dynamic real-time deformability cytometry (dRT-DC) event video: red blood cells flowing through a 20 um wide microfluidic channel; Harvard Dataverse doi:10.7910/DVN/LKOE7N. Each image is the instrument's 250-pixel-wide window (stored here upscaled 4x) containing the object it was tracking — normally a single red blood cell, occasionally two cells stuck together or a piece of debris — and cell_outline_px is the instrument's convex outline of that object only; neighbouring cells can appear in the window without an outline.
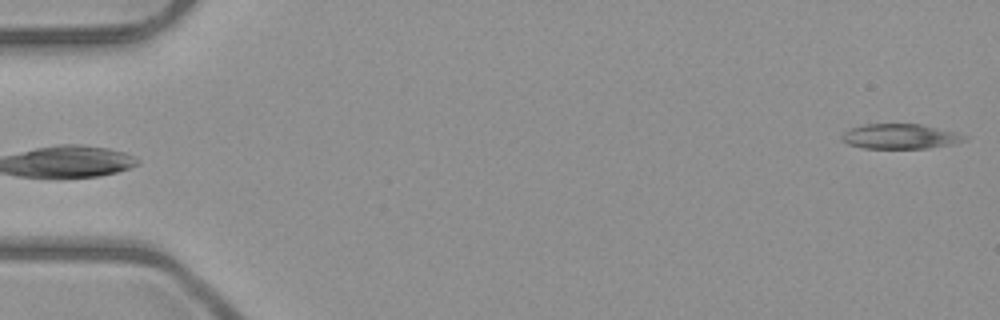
{"species": "common noctule bat (a hibernating species)", "species_latin": "Nyctalus noctula", "temperature_condition": "room temperature", "stored_images_in_passage": 6, "camera_frame_rate_fps": 3000, "um_per_image_px": 0.085, "animal": {"sex": "male", "body_mass_g": 23.1, "forearm_length_mm": 52.7}, "frame": {"image": 1, "passage_image": 6, "time_ms": 5.667, "image_size_px": [1000, 320], "cell_outline_px": [[964, 140], [952, 144], [928, 148], [864, 148], [848, 144], [844, 140], [844, 132], [852, 128], [864, 124], [920, 124], [956, 132], [964, 136]], "centroid_in_image_um": [76.51, 11.59], "position_along_channel_um": 8.5, "area_um2": 17.4}}